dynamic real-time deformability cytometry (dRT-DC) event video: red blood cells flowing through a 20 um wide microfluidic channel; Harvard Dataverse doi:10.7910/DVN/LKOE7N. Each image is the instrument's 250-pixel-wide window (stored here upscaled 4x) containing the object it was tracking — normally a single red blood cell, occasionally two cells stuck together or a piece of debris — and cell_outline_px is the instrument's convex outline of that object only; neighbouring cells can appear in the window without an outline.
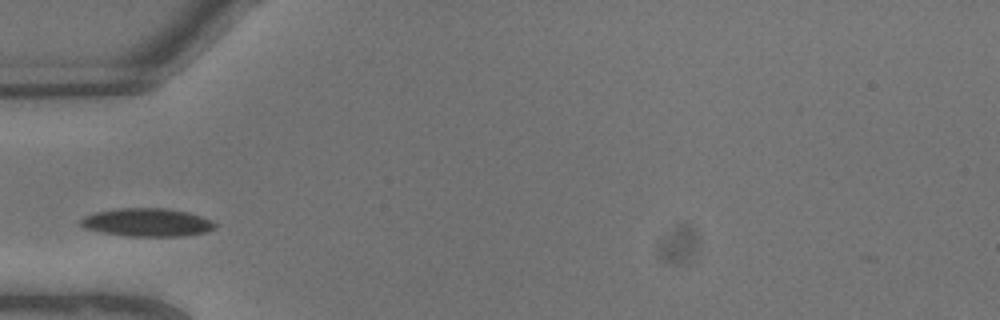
{"species": "common noctule bat (a hibernating species)", "species_latin": "Nyctalus noctula", "temperature_condition": "warm", "stored_images_in_passage": 3, "camera_frame_rate_fps": 3000, "um_per_image_px": 0.085, "animal": {"sex": "male", "body_mass_g": 13.3}, "frame": {"image": 1, "passage_image": 1, "time_ms": 0.0, "image_size_px": [1000, 320], "cell_outline_px": [[216, 228], [208, 232], [188, 236], [128, 236], [104, 232], [84, 228], [80, 224], [80, 220], [84, 216], [96, 212], [120, 208], [168, 208], [188, 212], [212, 220], [216, 224]], "centroid_in_image_um": [12.56, 18.9], "position_along_channel_um": 72.4, "area_um2": 22.14}}
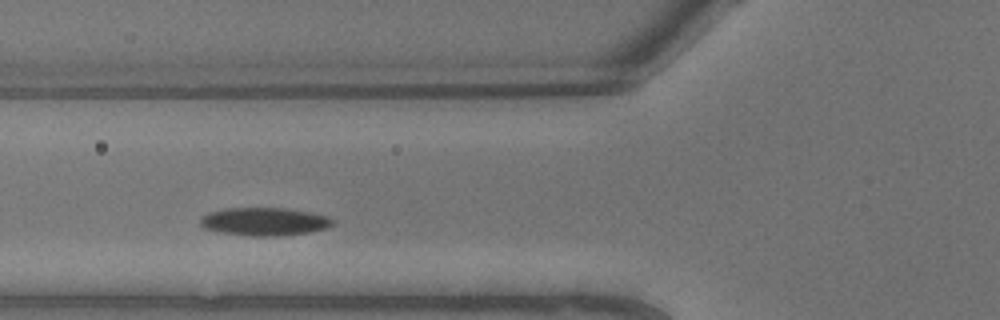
{"frame": {"image": 2, "passage_image": 2, "time_ms": 0.333, "image_size_px": [1000, 320], "cell_outline_px": [[336, 220], [328, 228], [308, 232], [280, 236], [252, 236], [220, 232], [204, 228], [200, 224], [200, 216], [208, 212], [224, 208], [284, 208], [308, 212], [328, 216]], "centroid_in_image_um": [22.45, 18.83], "position_along_channel_um": 103.3, "area_um2": 21.73}}